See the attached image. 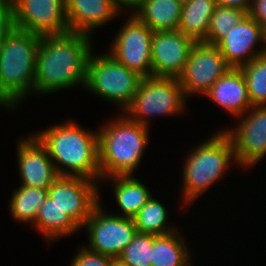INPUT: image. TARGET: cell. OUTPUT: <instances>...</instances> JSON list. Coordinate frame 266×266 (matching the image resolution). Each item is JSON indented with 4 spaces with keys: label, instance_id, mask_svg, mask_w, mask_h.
I'll return each instance as SVG.
<instances>
[{
    "label": "cell",
    "instance_id": "obj_1",
    "mask_svg": "<svg viewBox=\"0 0 266 266\" xmlns=\"http://www.w3.org/2000/svg\"><path fill=\"white\" fill-rule=\"evenodd\" d=\"M92 36L69 32L41 36L37 53L35 95L86 86Z\"/></svg>",
    "mask_w": 266,
    "mask_h": 266
},
{
    "label": "cell",
    "instance_id": "obj_2",
    "mask_svg": "<svg viewBox=\"0 0 266 266\" xmlns=\"http://www.w3.org/2000/svg\"><path fill=\"white\" fill-rule=\"evenodd\" d=\"M33 135L46 148L59 176H81L99 183L98 129L90 131L74 120Z\"/></svg>",
    "mask_w": 266,
    "mask_h": 266
},
{
    "label": "cell",
    "instance_id": "obj_3",
    "mask_svg": "<svg viewBox=\"0 0 266 266\" xmlns=\"http://www.w3.org/2000/svg\"><path fill=\"white\" fill-rule=\"evenodd\" d=\"M148 128L150 127L130 120L123 113L109 122L107 120L98 129L101 180L107 177L133 176L150 142Z\"/></svg>",
    "mask_w": 266,
    "mask_h": 266
},
{
    "label": "cell",
    "instance_id": "obj_4",
    "mask_svg": "<svg viewBox=\"0 0 266 266\" xmlns=\"http://www.w3.org/2000/svg\"><path fill=\"white\" fill-rule=\"evenodd\" d=\"M40 41V35L14 27L0 43V91L15 107L35 94Z\"/></svg>",
    "mask_w": 266,
    "mask_h": 266
},
{
    "label": "cell",
    "instance_id": "obj_5",
    "mask_svg": "<svg viewBox=\"0 0 266 266\" xmlns=\"http://www.w3.org/2000/svg\"><path fill=\"white\" fill-rule=\"evenodd\" d=\"M230 162L237 165L231 139L222 129L194 147L183 164V205L193 203L221 179Z\"/></svg>",
    "mask_w": 266,
    "mask_h": 266
},
{
    "label": "cell",
    "instance_id": "obj_6",
    "mask_svg": "<svg viewBox=\"0 0 266 266\" xmlns=\"http://www.w3.org/2000/svg\"><path fill=\"white\" fill-rule=\"evenodd\" d=\"M143 77L116 61L108 52L91 53L85 88L92 94L120 106L122 113L132 103Z\"/></svg>",
    "mask_w": 266,
    "mask_h": 266
},
{
    "label": "cell",
    "instance_id": "obj_7",
    "mask_svg": "<svg viewBox=\"0 0 266 266\" xmlns=\"http://www.w3.org/2000/svg\"><path fill=\"white\" fill-rule=\"evenodd\" d=\"M186 97L179 78H143L132 103L124 110L130 120L149 127V117L175 116L186 112Z\"/></svg>",
    "mask_w": 266,
    "mask_h": 266
},
{
    "label": "cell",
    "instance_id": "obj_8",
    "mask_svg": "<svg viewBox=\"0 0 266 266\" xmlns=\"http://www.w3.org/2000/svg\"><path fill=\"white\" fill-rule=\"evenodd\" d=\"M104 210L102 203H99L82 228L88 233L89 250L116 258L132 241L137 229L133 218Z\"/></svg>",
    "mask_w": 266,
    "mask_h": 266
},
{
    "label": "cell",
    "instance_id": "obj_9",
    "mask_svg": "<svg viewBox=\"0 0 266 266\" xmlns=\"http://www.w3.org/2000/svg\"><path fill=\"white\" fill-rule=\"evenodd\" d=\"M115 34L109 54L143 78L152 76L151 46L153 31L134 14L128 16Z\"/></svg>",
    "mask_w": 266,
    "mask_h": 266
},
{
    "label": "cell",
    "instance_id": "obj_10",
    "mask_svg": "<svg viewBox=\"0 0 266 266\" xmlns=\"http://www.w3.org/2000/svg\"><path fill=\"white\" fill-rule=\"evenodd\" d=\"M230 68L216 45L195 42L185 69L178 77L186 99L199 93L205 95Z\"/></svg>",
    "mask_w": 266,
    "mask_h": 266
},
{
    "label": "cell",
    "instance_id": "obj_11",
    "mask_svg": "<svg viewBox=\"0 0 266 266\" xmlns=\"http://www.w3.org/2000/svg\"><path fill=\"white\" fill-rule=\"evenodd\" d=\"M245 113L236 128L223 131L231 139L236 163L252 168L266 155V106H252Z\"/></svg>",
    "mask_w": 266,
    "mask_h": 266
},
{
    "label": "cell",
    "instance_id": "obj_12",
    "mask_svg": "<svg viewBox=\"0 0 266 266\" xmlns=\"http://www.w3.org/2000/svg\"><path fill=\"white\" fill-rule=\"evenodd\" d=\"M48 196L81 229L101 202L98 183L81 176H59L49 187Z\"/></svg>",
    "mask_w": 266,
    "mask_h": 266
},
{
    "label": "cell",
    "instance_id": "obj_13",
    "mask_svg": "<svg viewBox=\"0 0 266 266\" xmlns=\"http://www.w3.org/2000/svg\"><path fill=\"white\" fill-rule=\"evenodd\" d=\"M13 6L16 28L40 36L70 32L66 0H16Z\"/></svg>",
    "mask_w": 266,
    "mask_h": 266
},
{
    "label": "cell",
    "instance_id": "obj_14",
    "mask_svg": "<svg viewBox=\"0 0 266 266\" xmlns=\"http://www.w3.org/2000/svg\"><path fill=\"white\" fill-rule=\"evenodd\" d=\"M196 41L179 30L157 31L152 35V76L178 78L184 71Z\"/></svg>",
    "mask_w": 266,
    "mask_h": 266
},
{
    "label": "cell",
    "instance_id": "obj_15",
    "mask_svg": "<svg viewBox=\"0 0 266 266\" xmlns=\"http://www.w3.org/2000/svg\"><path fill=\"white\" fill-rule=\"evenodd\" d=\"M17 144L21 185L48 190L59 175L46 148L33 134L21 137Z\"/></svg>",
    "mask_w": 266,
    "mask_h": 266
},
{
    "label": "cell",
    "instance_id": "obj_16",
    "mask_svg": "<svg viewBox=\"0 0 266 266\" xmlns=\"http://www.w3.org/2000/svg\"><path fill=\"white\" fill-rule=\"evenodd\" d=\"M216 46L231 67L240 68L265 54L263 27L246 14Z\"/></svg>",
    "mask_w": 266,
    "mask_h": 266
},
{
    "label": "cell",
    "instance_id": "obj_17",
    "mask_svg": "<svg viewBox=\"0 0 266 266\" xmlns=\"http://www.w3.org/2000/svg\"><path fill=\"white\" fill-rule=\"evenodd\" d=\"M121 13L111 0H66L70 32L92 35Z\"/></svg>",
    "mask_w": 266,
    "mask_h": 266
},
{
    "label": "cell",
    "instance_id": "obj_18",
    "mask_svg": "<svg viewBox=\"0 0 266 266\" xmlns=\"http://www.w3.org/2000/svg\"><path fill=\"white\" fill-rule=\"evenodd\" d=\"M203 96L236 118L252 107L241 68L231 67Z\"/></svg>",
    "mask_w": 266,
    "mask_h": 266
},
{
    "label": "cell",
    "instance_id": "obj_19",
    "mask_svg": "<svg viewBox=\"0 0 266 266\" xmlns=\"http://www.w3.org/2000/svg\"><path fill=\"white\" fill-rule=\"evenodd\" d=\"M184 0H140L132 13L153 32L178 30Z\"/></svg>",
    "mask_w": 266,
    "mask_h": 266
},
{
    "label": "cell",
    "instance_id": "obj_20",
    "mask_svg": "<svg viewBox=\"0 0 266 266\" xmlns=\"http://www.w3.org/2000/svg\"><path fill=\"white\" fill-rule=\"evenodd\" d=\"M111 181L116 203L121 213L115 215L133 218L136 213L153 196L152 191L138 179L133 176H115L103 178V181Z\"/></svg>",
    "mask_w": 266,
    "mask_h": 266
},
{
    "label": "cell",
    "instance_id": "obj_21",
    "mask_svg": "<svg viewBox=\"0 0 266 266\" xmlns=\"http://www.w3.org/2000/svg\"><path fill=\"white\" fill-rule=\"evenodd\" d=\"M33 226L35 229L37 228L38 233L40 231L39 234L43 235L46 243H51L55 239L57 241L60 237L73 235L81 229L66 211L54 203L49 196L39 208Z\"/></svg>",
    "mask_w": 266,
    "mask_h": 266
},
{
    "label": "cell",
    "instance_id": "obj_22",
    "mask_svg": "<svg viewBox=\"0 0 266 266\" xmlns=\"http://www.w3.org/2000/svg\"><path fill=\"white\" fill-rule=\"evenodd\" d=\"M184 236L178 230L153 235L152 266H191V254Z\"/></svg>",
    "mask_w": 266,
    "mask_h": 266
},
{
    "label": "cell",
    "instance_id": "obj_23",
    "mask_svg": "<svg viewBox=\"0 0 266 266\" xmlns=\"http://www.w3.org/2000/svg\"><path fill=\"white\" fill-rule=\"evenodd\" d=\"M215 7V0H184L178 30L196 42L203 41Z\"/></svg>",
    "mask_w": 266,
    "mask_h": 266
},
{
    "label": "cell",
    "instance_id": "obj_24",
    "mask_svg": "<svg viewBox=\"0 0 266 266\" xmlns=\"http://www.w3.org/2000/svg\"><path fill=\"white\" fill-rule=\"evenodd\" d=\"M48 197V190L31 188L27 186L18 187L13 191L9 200V211L12 218L20 223L34 224L39 208Z\"/></svg>",
    "mask_w": 266,
    "mask_h": 266
},
{
    "label": "cell",
    "instance_id": "obj_25",
    "mask_svg": "<svg viewBox=\"0 0 266 266\" xmlns=\"http://www.w3.org/2000/svg\"><path fill=\"white\" fill-rule=\"evenodd\" d=\"M168 216L165 205L151 197L133 217V221L139 233L165 235L179 229L167 223Z\"/></svg>",
    "mask_w": 266,
    "mask_h": 266
},
{
    "label": "cell",
    "instance_id": "obj_26",
    "mask_svg": "<svg viewBox=\"0 0 266 266\" xmlns=\"http://www.w3.org/2000/svg\"><path fill=\"white\" fill-rule=\"evenodd\" d=\"M246 14L247 12L240 8L216 5L207 36L202 42L217 45Z\"/></svg>",
    "mask_w": 266,
    "mask_h": 266
},
{
    "label": "cell",
    "instance_id": "obj_27",
    "mask_svg": "<svg viewBox=\"0 0 266 266\" xmlns=\"http://www.w3.org/2000/svg\"><path fill=\"white\" fill-rule=\"evenodd\" d=\"M240 68L252 106H266V54L252 59Z\"/></svg>",
    "mask_w": 266,
    "mask_h": 266
},
{
    "label": "cell",
    "instance_id": "obj_28",
    "mask_svg": "<svg viewBox=\"0 0 266 266\" xmlns=\"http://www.w3.org/2000/svg\"><path fill=\"white\" fill-rule=\"evenodd\" d=\"M153 235L137 232L118 257L126 266H152Z\"/></svg>",
    "mask_w": 266,
    "mask_h": 266
},
{
    "label": "cell",
    "instance_id": "obj_29",
    "mask_svg": "<svg viewBox=\"0 0 266 266\" xmlns=\"http://www.w3.org/2000/svg\"><path fill=\"white\" fill-rule=\"evenodd\" d=\"M79 249L70 266H110L113 257L91 251L86 246Z\"/></svg>",
    "mask_w": 266,
    "mask_h": 266
},
{
    "label": "cell",
    "instance_id": "obj_30",
    "mask_svg": "<svg viewBox=\"0 0 266 266\" xmlns=\"http://www.w3.org/2000/svg\"><path fill=\"white\" fill-rule=\"evenodd\" d=\"M15 27L14 6L6 0H0V43Z\"/></svg>",
    "mask_w": 266,
    "mask_h": 266
},
{
    "label": "cell",
    "instance_id": "obj_31",
    "mask_svg": "<svg viewBox=\"0 0 266 266\" xmlns=\"http://www.w3.org/2000/svg\"><path fill=\"white\" fill-rule=\"evenodd\" d=\"M247 14L256 20L263 28L266 27V0H252Z\"/></svg>",
    "mask_w": 266,
    "mask_h": 266
},
{
    "label": "cell",
    "instance_id": "obj_32",
    "mask_svg": "<svg viewBox=\"0 0 266 266\" xmlns=\"http://www.w3.org/2000/svg\"><path fill=\"white\" fill-rule=\"evenodd\" d=\"M216 5L236 7L248 12L252 3V0H215Z\"/></svg>",
    "mask_w": 266,
    "mask_h": 266
},
{
    "label": "cell",
    "instance_id": "obj_33",
    "mask_svg": "<svg viewBox=\"0 0 266 266\" xmlns=\"http://www.w3.org/2000/svg\"><path fill=\"white\" fill-rule=\"evenodd\" d=\"M113 2V4L119 9V11L123 12V11H127L129 9H133L131 10L132 12L130 13H133L138 5H139V2L140 0H111Z\"/></svg>",
    "mask_w": 266,
    "mask_h": 266
},
{
    "label": "cell",
    "instance_id": "obj_34",
    "mask_svg": "<svg viewBox=\"0 0 266 266\" xmlns=\"http://www.w3.org/2000/svg\"><path fill=\"white\" fill-rule=\"evenodd\" d=\"M0 106H2L1 108H5V109H16V107L12 104V102H10L8 100V98L0 91Z\"/></svg>",
    "mask_w": 266,
    "mask_h": 266
},
{
    "label": "cell",
    "instance_id": "obj_35",
    "mask_svg": "<svg viewBox=\"0 0 266 266\" xmlns=\"http://www.w3.org/2000/svg\"><path fill=\"white\" fill-rule=\"evenodd\" d=\"M110 266H126L118 257L111 259Z\"/></svg>",
    "mask_w": 266,
    "mask_h": 266
},
{
    "label": "cell",
    "instance_id": "obj_36",
    "mask_svg": "<svg viewBox=\"0 0 266 266\" xmlns=\"http://www.w3.org/2000/svg\"><path fill=\"white\" fill-rule=\"evenodd\" d=\"M263 35H264V48H265V54H266V27L263 28Z\"/></svg>",
    "mask_w": 266,
    "mask_h": 266
},
{
    "label": "cell",
    "instance_id": "obj_37",
    "mask_svg": "<svg viewBox=\"0 0 266 266\" xmlns=\"http://www.w3.org/2000/svg\"><path fill=\"white\" fill-rule=\"evenodd\" d=\"M9 1L10 3H14L16 0H6Z\"/></svg>",
    "mask_w": 266,
    "mask_h": 266
}]
</instances>
